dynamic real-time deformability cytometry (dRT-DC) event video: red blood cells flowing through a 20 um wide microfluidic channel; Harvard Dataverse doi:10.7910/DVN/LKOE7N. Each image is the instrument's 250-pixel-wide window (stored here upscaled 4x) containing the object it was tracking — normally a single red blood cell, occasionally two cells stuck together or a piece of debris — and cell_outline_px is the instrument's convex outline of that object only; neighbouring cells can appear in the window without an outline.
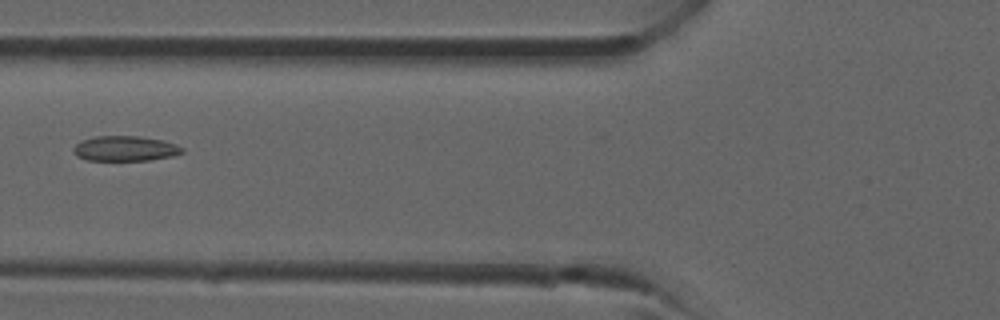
{"species": "common noctule bat (a hibernating species)", "species_latin": "Nyctalus noctula", "temperature_condition": "room temperature", "stored_images_in_passage": 26, "camera_frame_rate_fps": 3000, "um_per_image_px": 0.085, "animal": {"sex": "male", "forearm_length_mm": 52.5}, "frame": {"image": 1, "passage_image": 5, "time_ms": 1.333, "image_size_px": [1000, 320], "cell_outline_px": [[184, 152], [172, 156], [148, 160], [88, 160], [76, 156], [72, 152], [72, 148], [76, 144], [84, 140], [96, 136], [140, 136], [164, 140], [176, 144], [184, 148]], "centroid_in_image_um": [10.65, 12.62], "position_along_channel_um": 115.2, "area_um2": 15.95}}
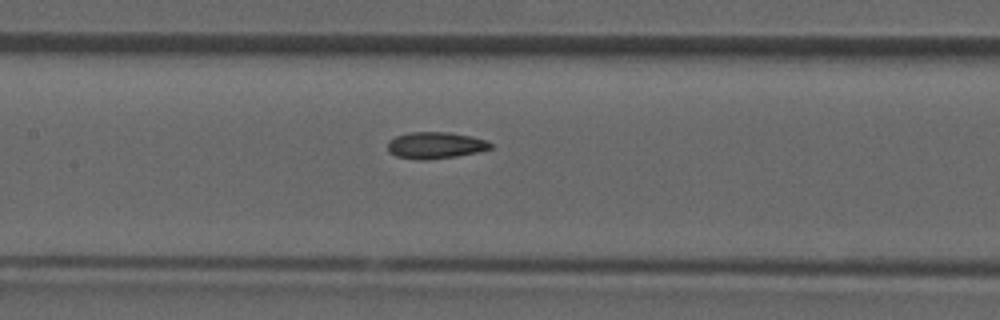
{"frame": {"image": 2, "passage_image": 8, "time_ms": 2.333, "image_size_px": [1000, 320], "cell_outline_px": [[492, 148], [476, 152], [456, 156], [428, 160], [420, 160], [396, 156], [388, 152], [388, 140], [396, 136], [408, 132], [448, 132], [472, 136], [484, 140], [492, 144]], "centroid_in_image_um": [36.97, 12.35], "position_along_channel_um": 170.4, "area_um2": 15.95}}
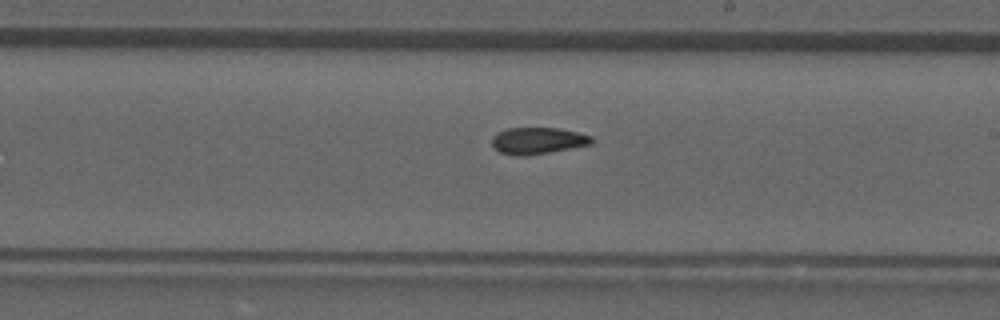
{"frame": {"image": 3, "passage_image": 12, "time_ms": 3.667, "image_size_px": [1000, 320], "cell_outline_px": [[592, 144], [528, 156], [512, 156], [500, 152], [492, 148], [492, 136], [508, 128], [556, 128], [576, 132], [592, 136]], "centroid_in_image_um": [45.66, 11.98], "position_along_channel_um": 243.3, "area_um2": 15.49}}